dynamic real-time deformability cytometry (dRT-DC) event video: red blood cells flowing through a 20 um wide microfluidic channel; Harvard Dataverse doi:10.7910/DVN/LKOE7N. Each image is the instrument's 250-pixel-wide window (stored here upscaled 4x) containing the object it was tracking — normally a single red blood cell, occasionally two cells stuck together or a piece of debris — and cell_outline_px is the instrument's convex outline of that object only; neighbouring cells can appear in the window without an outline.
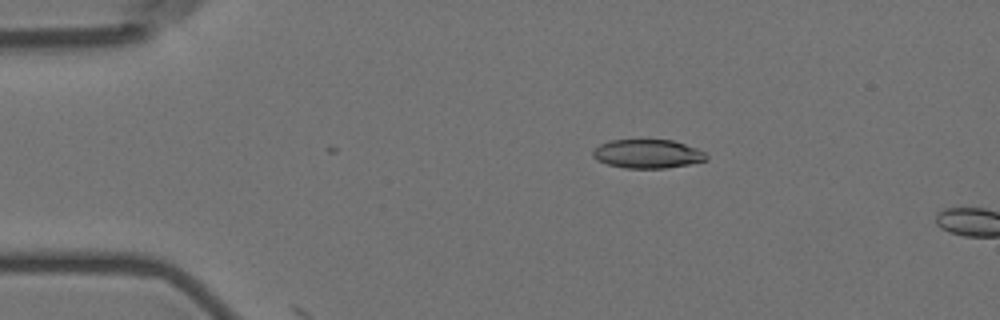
{"species": "Egyptian fruit bat (a non-hibernating species)", "species_latin": "Rousettus aegyptiacus", "temperature_condition": "room temperature", "stored_images_in_passage": 7, "camera_frame_rate_fps": 3000, "um_per_image_px": 0.085, "animal": {"sex": "female"}, "frame": {"image": 1, "passage_image": 3, "time_ms": 3.333, "image_size_px": [1000, 320], "cell_outline_px": [[708, 160], [688, 164], [664, 168], [624, 168], [608, 164], [596, 160], [592, 156], [592, 152], [600, 144], [608, 140], [672, 140], [696, 148], [704, 152], [708, 156]], "centroid_in_image_um": [55.02, 13.08], "position_along_channel_um": 30.0, "area_um2": 18.96}}